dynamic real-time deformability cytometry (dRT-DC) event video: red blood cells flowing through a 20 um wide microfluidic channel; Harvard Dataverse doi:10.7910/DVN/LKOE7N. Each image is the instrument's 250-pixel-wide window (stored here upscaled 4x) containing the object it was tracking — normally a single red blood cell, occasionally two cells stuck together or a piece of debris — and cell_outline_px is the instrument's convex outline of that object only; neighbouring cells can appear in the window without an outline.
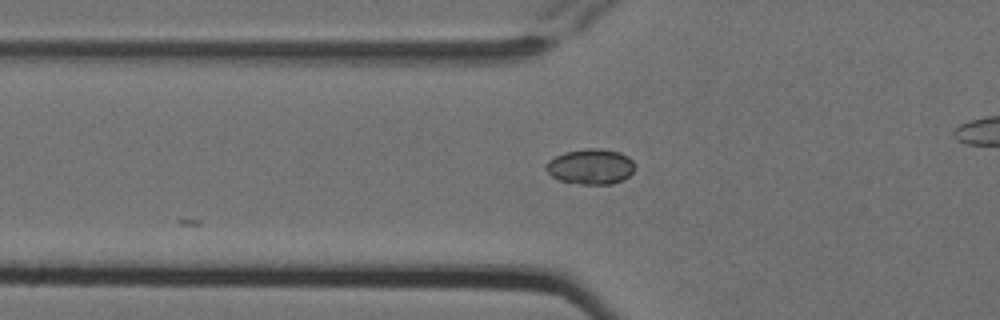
{"species": "Egyptian fruit bat (a non-hibernating species)", "species_latin": "Rousettus aegyptiacus", "temperature_condition": "cold", "stored_images_in_passage": 5, "camera_frame_rate_fps": 3000, "um_per_image_px": 0.085, "animal": {"sex": "female"}, "frame": {"image": 1, "passage_image": 3, "time_ms": 0.667, "image_size_px": [1000, 320], "cell_outline_px": [[636, 168], [624, 180], [612, 184], [580, 184], [560, 180], [552, 176], [544, 168], [548, 160], [564, 152], [588, 148], [600, 148], [620, 152], [628, 156], [632, 160]], "centroid_in_image_um": [50.22, 14.15], "position_along_channel_um": 75.6, "area_um2": 18.44}}
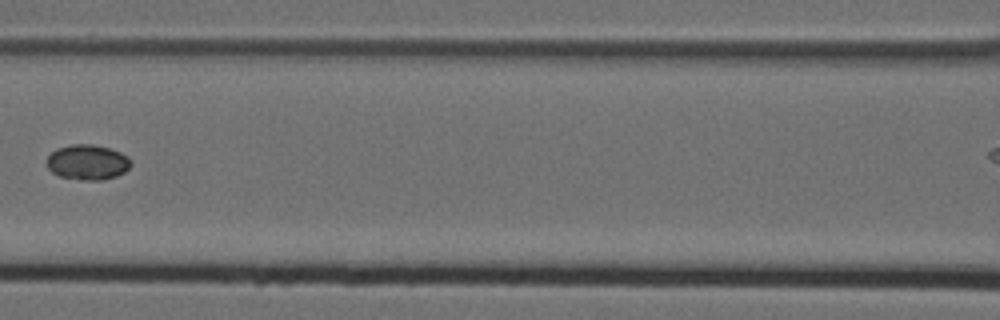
{"frame": {"image": 2, "passage_image": 5, "time_ms": 1.333, "image_size_px": [1000, 320], "cell_outline_px": [[132, 164], [124, 172], [116, 176], [100, 180], [84, 180], [60, 176], [52, 172], [48, 168], [48, 156], [56, 148], [72, 144], [92, 144], [112, 148], [128, 156], [132, 160]], "centroid_in_image_um": [7.47, 13.77], "position_along_channel_um": 159.1, "area_um2": 17.28}}